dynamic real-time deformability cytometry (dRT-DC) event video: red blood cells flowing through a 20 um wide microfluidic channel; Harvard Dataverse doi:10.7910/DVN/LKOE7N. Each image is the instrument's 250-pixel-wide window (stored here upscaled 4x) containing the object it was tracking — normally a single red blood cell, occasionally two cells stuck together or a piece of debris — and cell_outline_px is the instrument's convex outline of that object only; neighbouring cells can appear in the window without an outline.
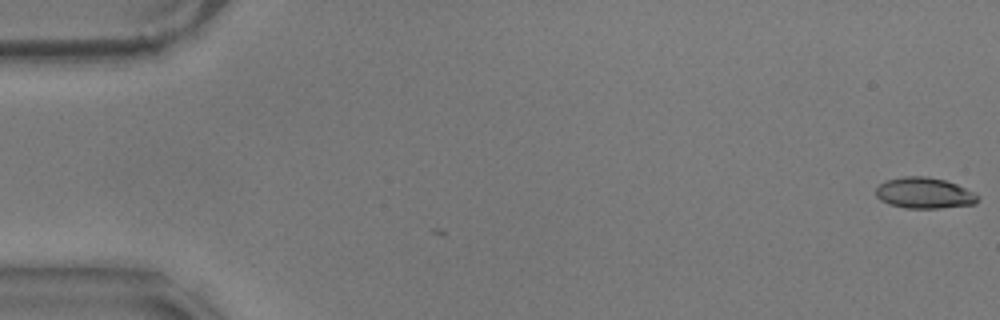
{"species": "common noctule bat (a hibernating species)", "species_latin": "Nyctalus noctula", "temperature_condition": "warm", "stored_images_in_passage": 3, "camera_frame_rate_fps": 3000, "um_per_image_px": 0.085, "animal": {"sex": "male", "body_mass_g": 17.9}, "frame": {"image": 1, "passage_image": 1, "time_ms": 0.0, "image_size_px": [1000, 320], "cell_outline_px": [[980, 200], [976, 204], [940, 208], [904, 208], [888, 204], [880, 200], [876, 196], [876, 188], [884, 180], [904, 176], [928, 176], [944, 180], [956, 184], [976, 192], [980, 196]], "centroid_in_image_um": [78.59, 16.41], "position_along_channel_um": 6.4, "area_um2": 18.73}}